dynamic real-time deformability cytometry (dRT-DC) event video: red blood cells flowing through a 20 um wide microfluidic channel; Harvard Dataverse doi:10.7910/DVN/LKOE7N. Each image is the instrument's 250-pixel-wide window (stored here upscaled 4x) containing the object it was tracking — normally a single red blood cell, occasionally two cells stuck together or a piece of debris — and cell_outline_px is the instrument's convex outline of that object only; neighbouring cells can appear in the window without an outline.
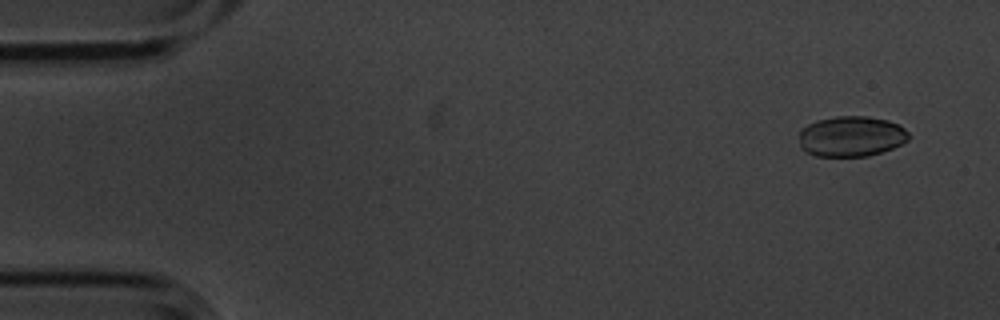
{"species": "common noctule bat (a hibernating species)", "species_latin": "Nyctalus noctula", "temperature_condition": "cold", "stored_images_in_passage": 6, "camera_frame_rate_fps": 3000, "um_per_image_px": 0.085, "animal": {"sex": "male", "body_mass_g": 20.1, "forearm_length_mm": 53.5}, "frame": {"image": 1, "passage_image": 1, "time_ms": 0.0, "image_size_px": [1000, 320], "cell_outline_px": [[908, 140], [892, 148], [868, 156], [816, 156], [800, 148], [800, 128], [816, 120], [836, 116], [864, 116], [888, 120], [900, 124], [908, 132]], "centroid_in_image_um": [72.34, 11.58], "position_along_channel_um": 12.7, "area_um2": 25.89}}
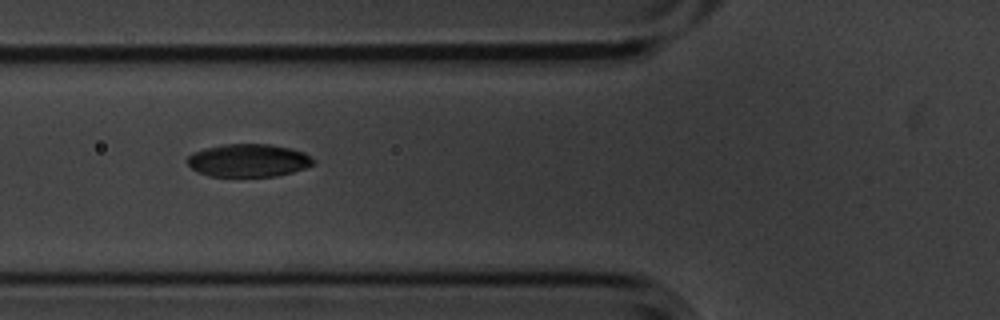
{"frame": {"image": 2, "passage_image": 6, "time_ms": 1.667, "image_size_px": [1000, 320], "cell_outline_px": [[316, 164], [292, 172], [276, 176], [208, 176], [196, 172], [188, 164], [188, 156], [192, 152], [204, 148], [224, 144], [268, 144], [292, 148], [304, 152], [316, 160]], "centroid_in_image_um": [21.13, 13.63], "position_along_channel_um": 104.7, "area_um2": 24.33}}